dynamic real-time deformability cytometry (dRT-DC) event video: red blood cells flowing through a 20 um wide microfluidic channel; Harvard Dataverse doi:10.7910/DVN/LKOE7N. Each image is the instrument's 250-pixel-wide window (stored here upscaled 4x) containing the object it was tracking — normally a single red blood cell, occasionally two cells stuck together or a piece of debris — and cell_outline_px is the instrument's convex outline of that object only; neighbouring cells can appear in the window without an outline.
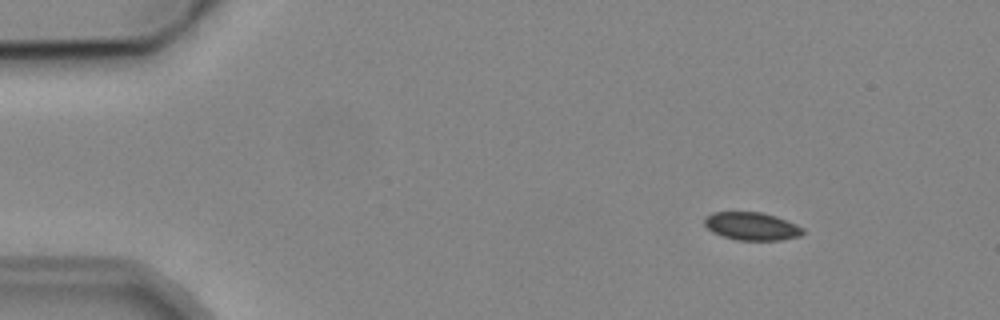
{"species": "common noctule bat (a hibernating species)", "species_latin": "Nyctalus noctula", "temperature_condition": "cold", "stored_images_in_passage": 5, "camera_frame_rate_fps": 3000, "um_per_image_px": 0.085, "animal": {"sex": "male", "body_mass_g": 19.2, "forearm_length_mm": 51.8}, "frame": {"image": 1, "passage_image": 2, "time_ms": 1.0, "image_size_px": [1000, 320], "cell_outline_px": [[804, 232], [800, 236], [780, 240], [736, 240], [712, 232], [704, 224], [704, 216], [712, 212], [760, 212], [776, 216], [796, 224], [804, 228]], "centroid_in_image_um": [63.89, 19.22], "position_along_channel_um": 21.1, "area_um2": 16.07}}
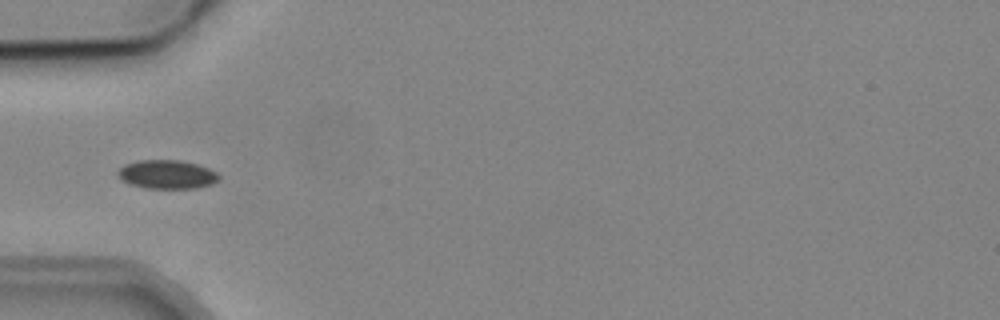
{"frame": {"image": 2, "passage_image": 5, "time_ms": 4.667, "image_size_px": [1000, 320], "cell_outline_px": [[220, 180], [212, 184], [192, 188], [148, 188], [132, 184], [124, 180], [116, 172], [124, 164], [140, 160], [180, 160], [196, 164], [208, 168], [216, 172], [220, 176]], "centroid_in_image_um": [14.23, 14.81], "position_along_channel_um": 70.8, "area_um2": 16.7}}